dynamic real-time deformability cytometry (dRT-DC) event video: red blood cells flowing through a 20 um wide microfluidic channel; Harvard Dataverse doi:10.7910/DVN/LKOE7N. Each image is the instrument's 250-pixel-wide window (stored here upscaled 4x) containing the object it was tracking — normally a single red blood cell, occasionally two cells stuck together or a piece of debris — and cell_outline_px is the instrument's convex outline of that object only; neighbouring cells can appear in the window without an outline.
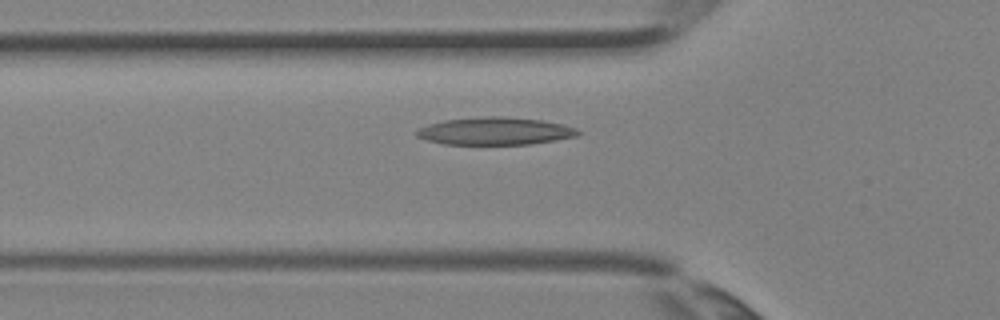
{"species": "Egyptian fruit bat (a non-hibernating species)", "species_latin": "Rousettus aegyptiacus", "temperature_condition": "room temperature", "stored_images_in_passage": 4, "segment_of_instrument_passage": [2, 2], "camera_frame_rate_fps": 3000, "um_per_image_px": 0.085, "animal": {"sex": "female"}, "frame": {"image": 1, "passage_image": 4, "time_ms": 1.0, "image_size_px": [1000, 320], "cell_outline_px": [[580, 136], [556, 140], [528, 144], [444, 144], [428, 140], [416, 136], [416, 132], [420, 128], [428, 124], [444, 120], [488, 116], [500, 116], [540, 120], [564, 124], [576, 128], [580, 132]], "centroid_in_image_um": [42.12, 11.14], "position_along_channel_um": 83.7, "area_um2": 25.78}}